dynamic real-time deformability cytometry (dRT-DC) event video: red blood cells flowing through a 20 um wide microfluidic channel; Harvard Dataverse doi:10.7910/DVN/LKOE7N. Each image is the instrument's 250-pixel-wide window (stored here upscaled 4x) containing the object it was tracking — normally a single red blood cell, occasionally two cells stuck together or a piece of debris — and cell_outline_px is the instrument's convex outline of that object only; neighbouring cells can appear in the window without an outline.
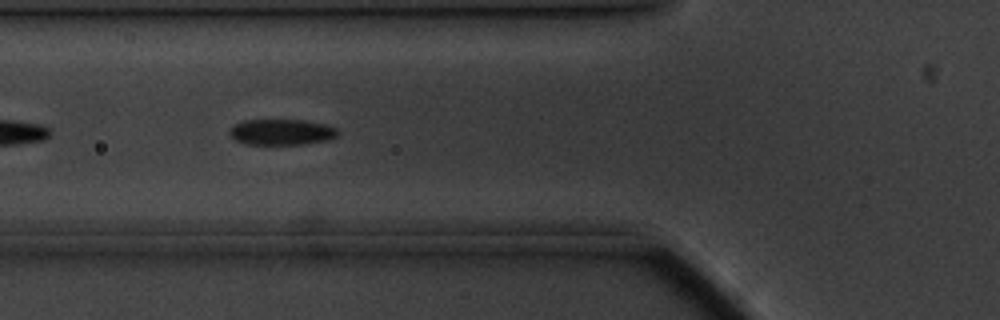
{"species": "common noctule bat (a hibernating species)", "species_latin": "Nyctalus noctula", "temperature_condition": "cold", "stored_images_in_passage": 20, "camera_frame_rate_fps": 3000, "um_per_image_px": 0.085, "animal": {"sex": "male", "body_mass_g": 20.1, "forearm_length_mm": 53.5}, "frame": {"image": 1, "passage_image": 6, "time_ms": 1.667, "image_size_px": [1000, 320], "cell_outline_px": [[340, 132], [336, 136], [328, 140], [304, 144], [244, 144], [236, 140], [228, 132], [236, 124], [244, 120], [304, 120], [324, 124], [336, 128]], "centroid_in_image_um": [23.95, 11.22], "position_along_channel_um": 101.8, "area_um2": 16.18}}